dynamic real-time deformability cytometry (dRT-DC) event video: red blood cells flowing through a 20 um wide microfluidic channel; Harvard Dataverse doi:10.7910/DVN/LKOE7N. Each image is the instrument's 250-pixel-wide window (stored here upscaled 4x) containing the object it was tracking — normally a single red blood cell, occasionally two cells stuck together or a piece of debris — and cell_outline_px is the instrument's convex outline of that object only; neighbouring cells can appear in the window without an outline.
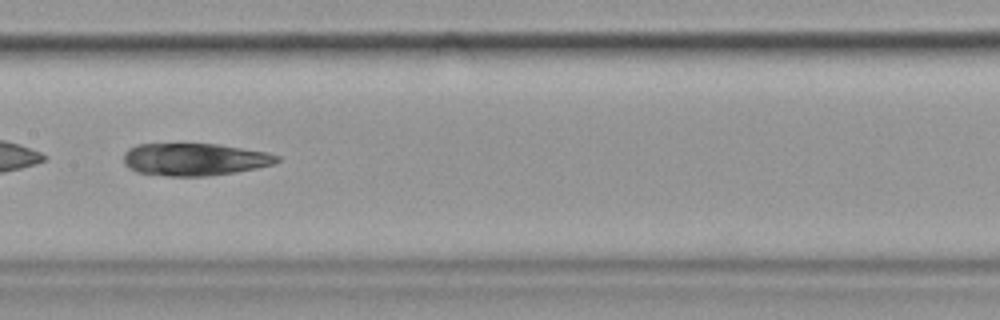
{"species": "common noctule bat (a hibernating species)", "species_latin": "Nyctalus noctula", "temperature_condition": "cold", "stored_images_in_passage": 35, "camera_frame_rate_fps": 3000, "um_per_image_px": 0.085, "animal": {"sex": "female", "body_mass_g": 19.9}, "frame": {"image": 1, "passage_image": 11, "time_ms": 3.333, "image_size_px": [1000, 320], "cell_outline_px": [[280, 160], [272, 164], [256, 168], [236, 172], [208, 176], [164, 176], [136, 172], [128, 168], [124, 164], [124, 152], [128, 148], [136, 144], [216, 144], [268, 152], [280, 156]], "centroid_in_image_um": [16.51, 13.55], "position_along_channel_um": 190.9, "area_um2": 29.13}}